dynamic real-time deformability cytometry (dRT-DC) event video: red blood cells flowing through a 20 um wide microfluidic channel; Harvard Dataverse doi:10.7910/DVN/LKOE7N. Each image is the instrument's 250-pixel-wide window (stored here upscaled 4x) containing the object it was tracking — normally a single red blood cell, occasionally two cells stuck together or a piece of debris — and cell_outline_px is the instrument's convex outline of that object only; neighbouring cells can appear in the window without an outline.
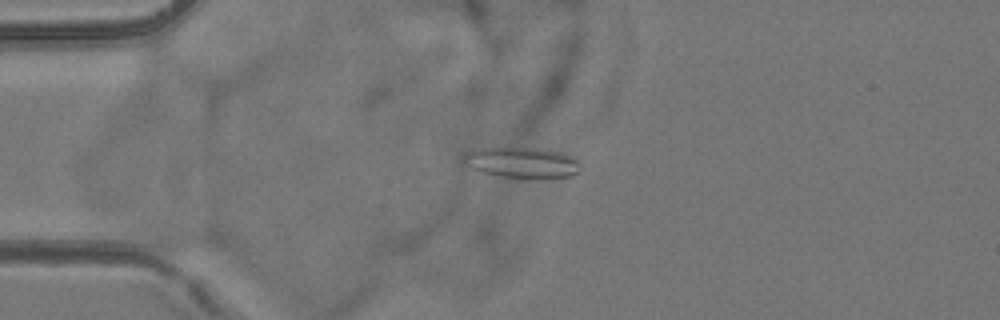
{"species": "common noctule bat (a hibernating species)", "species_latin": "Nyctalus noctula", "temperature_condition": "room temperature", "stored_images_in_passage": 6, "camera_frame_rate_fps": 3000, "um_per_image_px": 0.085, "animal": {"sex": "female", "body_mass_g": 24.6, "forearm_length_mm": 56.2}, "frame": {"image": 1, "passage_image": 5, "time_ms": 4.667, "image_size_px": [1000, 320], "cell_outline_px": [[580, 172], [572, 176], [548, 180], [520, 180], [500, 176], [484, 172], [472, 168], [460, 160], [464, 152], [480, 148], [536, 148], [560, 152], [576, 156], [580, 160]], "centroid_in_image_um": [44.45, 13.86], "position_along_channel_um": 40.5, "area_um2": 22.02}}